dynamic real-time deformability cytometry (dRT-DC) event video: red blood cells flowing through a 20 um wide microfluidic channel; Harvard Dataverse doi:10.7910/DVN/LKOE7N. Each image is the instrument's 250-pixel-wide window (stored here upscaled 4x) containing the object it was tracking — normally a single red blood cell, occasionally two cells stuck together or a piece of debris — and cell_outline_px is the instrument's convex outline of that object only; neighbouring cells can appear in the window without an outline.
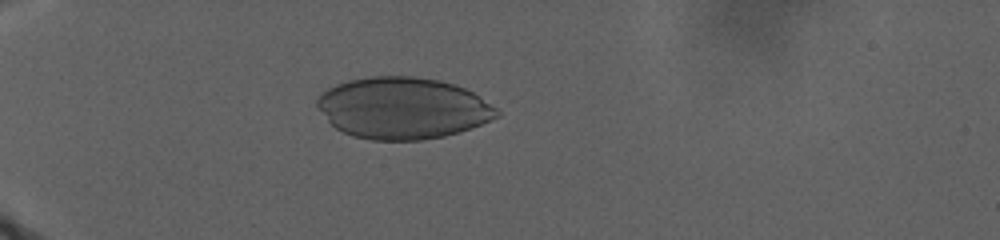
{"species": "human", "species_latin": "Homo sapiens", "temperature_condition": "warm", "stored_images_in_passage": 34, "camera_frame_rate_fps": 3000, "um_per_image_px": 0.085, "donor": {"sex": "male"}, "frame": {"image": 1, "passage_image": 5, "time_ms": 4.0, "image_size_px": [1000, 240], "cell_outline_px": [[500, 116], [480, 124], [444, 136], [420, 140], [372, 140], [352, 136], [336, 128], [328, 120], [316, 104], [316, 100], [320, 92], [336, 84], [348, 80], [372, 76], [412, 76], [440, 80], [464, 88], [480, 96], [496, 108], [500, 112]], "centroid_in_image_um": [34.22, 9.18], "position_along_channel_um": 50.8, "area_um2": 64.22}}
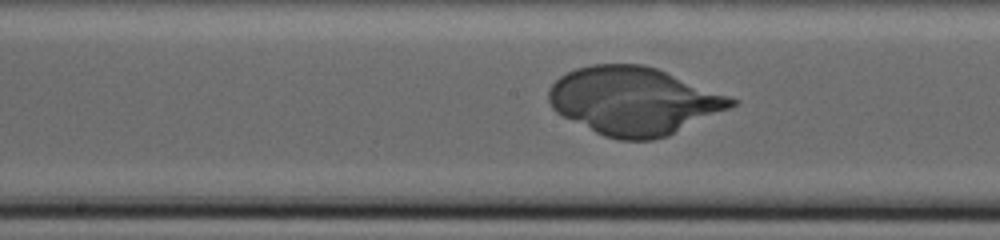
{"frame": {"image": 2, "passage_image": 22, "time_ms": 13.333, "image_size_px": [1000, 240], "cell_outline_px": [[740, 100], [732, 108], [668, 136], [652, 140], [616, 140], [604, 136], [556, 112], [552, 108], [548, 100], [548, 88], [560, 76], [576, 68], [592, 64], [644, 64], [656, 68]], "centroid_in_image_um": [53.88, 8.58], "position_along_channel_um": 194.3, "area_um2": 72.13}}
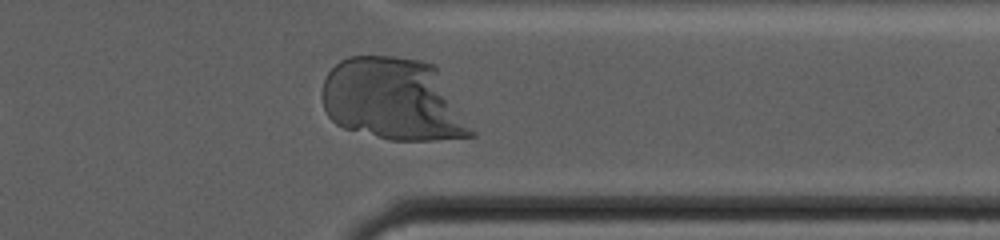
{"frame": {"image": 3, "passage_image": 33, "time_ms": 22.667, "image_size_px": [1000, 240], "cell_outline_px": [[476, 136], [436, 140], [388, 140], [344, 128], [336, 124], [328, 116], [324, 108], [324, 80], [328, 72], [340, 60], [348, 56], [392, 56], [420, 60], [436, 64], [476, 132]], "centroid_in_image_um": [33.49, 8.46], "position_along_channel_um": 377.9, "area_um2": 72.19}}